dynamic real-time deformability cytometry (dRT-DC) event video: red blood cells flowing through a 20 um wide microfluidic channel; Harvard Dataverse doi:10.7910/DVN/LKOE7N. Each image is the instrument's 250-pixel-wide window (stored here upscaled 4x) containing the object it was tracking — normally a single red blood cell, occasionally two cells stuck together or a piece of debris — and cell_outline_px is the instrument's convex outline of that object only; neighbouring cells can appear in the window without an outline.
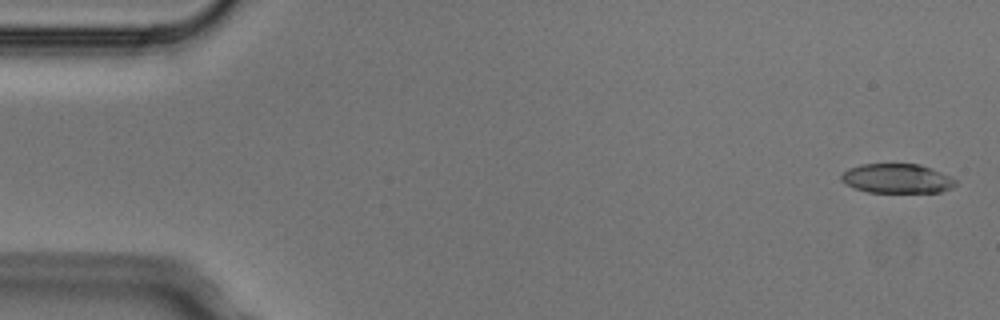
{"species": "Egyptian fruit bat (a non-hibernating species)", "species_latin": "Rousettus aegyptiacus", "temperature_condition": "cold", "stored_images_in_passage": 5, "segment_of_instrument_passage": [1, 2], "camera_frame_rate_fps": 3000, "um_per_image_px": 0.085, "animal": {"sex": "male"}, "frame": {"image": 1, "passage_image": 1, "time_ms": 0.0, "image_size_px": [1000, 320], "cell_outline_px": [[956, 184], [952, 188], [940, 192], [868, 192], [844, 184], [840, 180], [840, 176], [848, 168], [860, 164], [920, 164], [932, 168], [956, 180]], "centroid_in_image_um": [76.22, 15.17], "position_along_channel_um": 8.8, "area_um2": 19.59}}
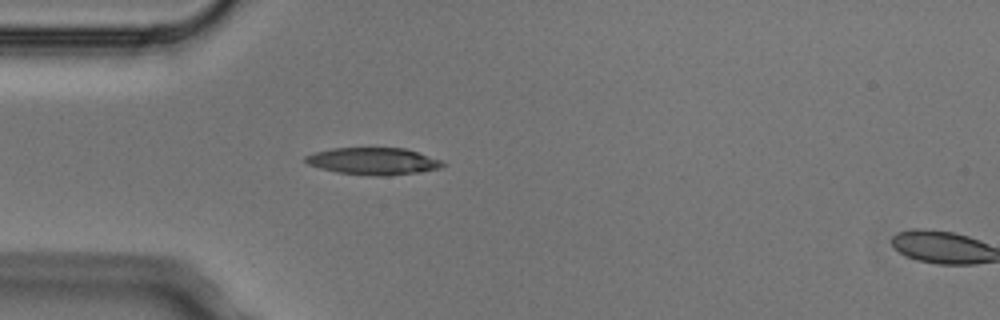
{"frame": {"image": 2, "passage_image": 4, "time_ms": 1.0, "image_size_px": [1000, 320], "cell_outline_px": [[444, 164], [440, 168], [420, 172], [388, 176], [376, 176], [336, 172], [320, 168], [308, 164], [304, 160], [304, 156], [316, 152], [332, 148], [404, 148], [444, 160]], "centroid_in_image_um": [31.75, 13.7], "position_along_channel_um": 53.3, "area_um2": 21.68}}